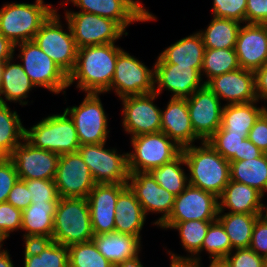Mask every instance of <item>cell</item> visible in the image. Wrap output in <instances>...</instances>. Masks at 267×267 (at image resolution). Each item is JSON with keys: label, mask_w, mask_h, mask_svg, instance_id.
<instances>
[{"label": "cell", "mask_w": 267, "mask_h": 267, "mask_svg": "<svg viewBox=\"0 0 267 267\" xmlns=\"http://www.w3.org/2000/svg\"><path fill=\"white\" fill-rule=\"evenodd\" d=\"M94 232L87 198L60 197L53 220V241L70 246L93 239Z\"/></svg>", "instance_id": "277c9868"}, {"label": "cell", "mask_w": 267, "mask_h": 267, "mask_svg": "<svg viewBox=\"0 0 267 267\" xmlns=\"http://www.w3.org/2000/svg\"><path fill=\"white\" fill-rule=\"evenodd\" d=\"M153 66L154 92L159 95L166 90L171 98H188L205 85L196 68L168 63H154Z\"/></svg>", "instance_id": "d6986e66"}, {"label": "cell", "mask_w": 267, "mask_h": 267, "mask_svg": "<svg viewBox=\"0 0 267 267\" xmlns=\"http://www.w3.org/2000/svg\"><path fill=\"white\" fill-rule=\"evenodd\" d=\"M206 85L226 105L258 101L255 73L251 70L239 68L212 78Z\"/></svg>", "instance_id": "ffe728a7"}, {"label": "cell", "mask_w": 267, "mask_h": 267, "mask_svg": "<svg viewBox=\"0 0 267 267\" xmlns=\"http://www.w3.org/2000/svg\"><path fill=\"white\" fill-rule=\"evenodd\" d=\"M212 15L246 23L247 0H213Z\"/></svg>", "instance_id": "7bdbcfd3"}, {"label": "cell", "mask_w": 267, "mask_h": 267, "mask_svg": "<svg viewBox=\"0 0 267 267\" xmlns=\"http://www.w3.org/2000/svg\"><path fill=\"white\" fill-rule=\"evenodd\" d=\"M99 95L101 93H86L79 106L64 109L74 123L80 145L105 143L109 137V118Z\"/></svg>", "instance_id": "8fae6325"}, {"label": "cell", "mask_w": 267, "mask_h": 267, "mask_svg": "<svg viewBox=\"0 0 267 267\" xmlns=\"http://www.w3.org/2000/svg\"><path fill=\"white\" fill-rule=\"evenodd\" d=\"M113 267H144L140 260V255L126 259L124 262L114 264Z\"/></svg>", "instance_id": "680465c9"}, {"label": "cell", "mask_w": 267, "mask_h": 267, "mask_svg": "<svg viewBox=\"0 0 267 267\" xmlns=\"http://www.w3.org/2000/svg\"><path fill=\"white\" fill-rule=\"evenodd\" d=\"M248 139L264 153L267 152V109L256 120L248 133Z\"/></svg>", "instance_id": "681fc988"}, {"label": "cell", "mask_w": 267, "mask_h": 267, "mask_svg": "<svg viewBox=\"0 0 267 267\" xmlns=\"http://www.w3.org/2000/svg\"><path fill=\"white\" fill-rule=\"evenodd\" d=\"M212 17L206 29L197 31L202 37L205 48H235L241 23L232 19Z\"/></svg>", "instance_id": "836d02e7"}, {"label": "cell", "mask_w": 267, "mask_h": 267, "mask_svg": "<svg viewBox=\"0 0 267 267\" xmlns=\"http://www.w3.org/2000/svg\"><path fill=\"white\" fill-rule=\"evenodd\" d=\"M69 267H113L93 240L69 246Z\"/></svg>", "instance_id": "60d3db41"}, {"label": "cell", "mask_w": 267, "mask_h": 267, "mask_svg": "<svg viewBox=\"0 0 267 267\" xmlns=\"http://www.w3.org/2000/svg\"><path fill=\"white\" fill-rule=\"evenodd\" d=\"M246 23L267 24V0H247Z\"/></svg>", "instance_id": "816d5d0a"}, {"label": "cell", "mask_w": 267, "mask_h": 267, "mask_svg": "<svg viewBox=\"0 0 267 267\" xmlns=\"http://www.w3.org/2000/svg\"><path fill=\"white\" fill-rule=\"evenodd\" d=\"M263 267H267V256L264 257V265Z\"/></svg>", "instance_id": "03108f58"}, {"label": "cell", "mask_w": 267, "mask_h": 267, "mask_svg": "<svg viewBox=\"0 0 267 267\" xmlns=\"http://www.w3.org/2000/svg\"><path fill=\"white\" fill-rule=\"evenodd\" d=\"M54 182L62 198H87L96 185L78 151L60 155Z\"/></svg>", "instance_id": "9a60e30c"}, {"label": "cell", "mask_w": 267, "mask_h": 267, "mask_svg": "<svg viewBox=\"0 0 267 267\" xmlns=\"http://www.w3.org/2000/svg\"><path fill=\"white\" fill-rule=\"evenodd\" d=\"M7 202L22 211L32 203L27 184L24 180L18 179L9 193Z\"/></svg>", "instance_id": "f907efd6"}, {"label": "cell", "mask_w": 267, "mask_h": 267, "mask_svg": "<svg viewBox=\"0 0 267 267\" xmlns=\"http://www.w3.org/2000/svg\"><path fill=\"white\" fill-rule=\"evenodd\" d=\"M127 185L140 202L146 217L149 213H161L152 223L160 227L173 210L175 195L161 187L150 172L130 173Z\"/></svg>", "instance_id": "2e32d148"}, {"label": "cell", "mask_w": 267, "mask_h": 267, "mask_svg": "<svg viewBox=\"0 0 267 267\" xmlns=\"http://www.w3.org/2000/svg\"><path fill=\"white\" fill-rule=\"evenodd\" d=\"M235 51L240 68L256 71L267 63V24L243 23Z\"/></svg>", "instance_id": "7402d4cb"}, {"label": "cell", "mask_w": 267, "mask_h": 267, "mask_svg": "<svg viewBox=\"0 0 267 267\" xmlns=\"http://www.w3.org/2000/svg\"><path fill=\"white\" fill-rule=\"evenodd\" d=\"M3 64L4 62H0V81H1V71H2Z\"/></svg>", "instance_id": "e7e4bbea"}, {"label": "cell", "mask_w": 267, "mask_h": 267, "mask_svg": "<svg viewBox=\"0 0 267 267\" xmlns=\"http://www.w3.org/2000/svg\"><path fill=\"white\" fill-rule=\"evenodd\" d=\"M105 146L106 142L80 145L78 152L96 183L127 184L128 153L118 154L117 149Z\"/></svg>", "instance_id": "30bf717a"}, {"label": "cell", "mask_w": 267, "mask_h": 267, "mask_svg": "<svg viewBox=\"0 0 267 267\" xmlns=\"http://www.w3.org/2000/svg\"><path fill=\"white\" fill-rule=\"evenodd\" d=\"M182 148L189 184L220 197L231 180L230 162L208 141Z\"/></svg>", "instance_id": "7a4b0ae2"}, {"label": "cell", "mask_w": 267, "mask_h": 267, "mask_svg": "<svg viewBox=\"0 0 267 267\" xmlns=\"http://www.w3.org/2000/svg\"><path fill=\"white\" fill-rule=\"evenodd\" d=\"M81 9L80 12L92 13L98 16L115 20L125 30L135 22H146L125 0H66Z\"/></svg>", "instance_id": "83f0119b"}, {"label": "cell", "mask_w": 267, "mask_h": 267, "mask_svg": "<svg viewBox=\"0 0 267 267\" xmlns=\"http://www.w3.org/2000/svg\"><path fill=\"white\" fill-rule=\"evenodd\" d=\"M14 57L4 62L0 81V103L6 101L28 105V94L37 88L30 80L20 63H14ZM4 96V97H3ZM27 100V101H26Z\"/></svg>", "instance_id": "f1b7e54d"}, {"label": "cell", "mask_w": 267, "mask_h": 267, "mask_svg": "<svg viewBox=\"0 0 267 267\" xmlns=\"http://www.w3.org/2000/svg\"><path fill=\"white\" fill-rule=\"evenodd\" d=\"M77 48L116 43L128 32L115 20L92 13L64 10Z\"/></svg>", "instance_id": "9c48e42d"}, {"label": "cell", "mask_w": 267, "mask_h": 267, "mask_svg": "<svg viewBox=\"0 0 267 267\" xmlns=\"http://www.w3.org/2000/svg\"><path fill=\"white\" fill-rule=\"evenodd\" d=\"M260 215L218 212L217 220L229 236L232 250L250 247L253 227Z\"/></svg>", "instance_id": "e575fe53"}, {"label": "cell", "mask_w": 267, "mask_h": 267, "mask_svg": "<svg viewBox=\"0 0 267 267\" xmlns=\"http://www.w3.org/2000/svg\"><path fill=\"white\" fill-rule=\"evenodd\" d=\"M5 239L0 235V248H3Z\"/></svg>", "instance_id": "be15d7a7"}, {"label": "cell", "mask_w": 267, "mask_h": 267, "mask_svg": "<svg viewBox=\"0 0 267 267\" xmlns=\"http://www.w3.org/2000/svg\"><path fill=\"white\" fill-rule=\"evenodd\" d=\"M24 267H69V246L53 240L24 243Z\"/></svg>", "instance_id": "f546056e"}, {"label": "cell", "mask_w": 267, "mask_h": 267, "mask_svg": "<svg viewBox=\"0 0 267 267\" xmlns=\"http://www.w3.org/2000/svg\"><path fill=\"white\" fill-rule=\"evenodd\" d=\"M210 264L208 267H229L224 259L209 260ZM201 267H204L201 263Z\"/></svg>", "instance_id": "94428289"}, {"label": "cell", "mask_w": 267, "mask_h": 267, "mask_svg": "<svg viewBox=\"0 0 267 267\" xmlns=\"http://www.w3.org/2000/svg\"><path fill=\"white\" fill-rule=\"evenodd\" d=\"M255 85L258 101L267 102V63L255 72Z\"/></svg>", "instance_id": "f5cc1de1"}, {"label": "cell", "mask_w": 267, "mask_h": 267, "mask_svg": "<svg viewBox=\"0 0 267 267\" xmlns=\"http://www.w3.org/2000/svg\"><path fill=\"white\" fill-rule=\"evenodd\" d=\"M31 196L32 203L58 202L60 197L54 180H24Z\"/></svg>", "instance_id": "ee69618b"}, {"label": "cell", "mask_w": 267, "mask_h": 267, "mask_svg": "<svg viewBox=\"0 0 267 267\" xmlns=\"http://www.w3.org/2000/svg\"><path fill=\"white\" fill-rule=\"evenodd\" d=\"M122 49L115 43L79 48L74 69L68 75V88L76 83V88L84 93L110 92L118 53Z\"/></svg>", "instance_id": "6da1fadb"}, {"label": "cell", "mask_w": 267, "mask_h": 267, "mask_svg": "<svg viewBox=\"0 0 267 267\" xmlns=\"http://www.w3.org/2000/svg\"><path fill=\"white\" fill-rule=\"evenodd\" d=\"M0 103V156L9 157L25 139V128L17 111Z\"/></svg>", "instance_id": "d590c367"}, {"label": "cell", "mask_w": 267, "mask_h": 267, "mask_svg": "<svg viewBox=\"0 0 267 267\" xmlns=\"http://www.w3.org/2000/svg\"><path fill=\"white\" fill-rule=\"evenodd\" d=\"M203 250L209 255L210 260L224 259L232 251L229 236L218 220L210 224L201 251L193 259L200 261Z\"/></svg>", "instance_id": "ab89813d"}, {"label": "cell", "mask_w": 267, "mask_h": 267, "mask_svg": "<svg viewBox=\"0 0 267 267\" xmlns=\"http://www.w3.org/2000/svg\"><path fill=\"white\" fill-rule=\"evenodd\" d=\"M186 163L181 152L172 161L150 171L156 182L169 193L178 196L189 185L188 174L184 171Z\"/></svg>", "instance_id": "74e56055"}, {"label": "cell", "mask_w": 267, "mask_h": 267, "mask_svg": "<svg viewBox=\"0 0 267 267\" xmlns=\"http://www.w3.org/2000/svg\"><path fill=\"white\" fill-rule=\"evenodd\" d=\"M127 184L96 183L87 197L94 235L110 233L115 228V206Z\"/></svg>", "instance_id": "44dd1931"}, {"label": "cell", "mask_w": 267, "mask_h": 267, "mask_svg": "<svg viewBox=\"0 0 267 267\" xmlns=\"http://www.w3.org/2000/svg\"><path fill=\"white\" fill-rule=\"evenodd\" d=\"M230 162L232 181L244 183L255 188L265 196L267 193V154L258 158Z\"/></svg>", "instance_id": "d6a6232c"}, {"label": "cell", "mask_w": 267, "mask_h": 267, "mask_svg": "<svg viewBox=\"0 0 267 267\" xmlns=\"http://www.w3.org/2000/svg\"><path fill=\"white\" fill-rule=\"evenodd\" d=\"M160 95L151 93L127 96L122 101L123 130L135 137L161 131V109L154 104Z\"/></svg>", "instance_id": "5bb4252c"}, {"label": "cell", "mask_w": 267, "mask_h": 267, "mask_svg": "<svg viewBox=\"0 0 267 267\" xmlns=\"http://www.w3.org/2000/svg\"><path fill=\"white\" fill-rule=\"evenodd\" d=\"M170 258V267H201L202 260L189 259V258Z\"/></svg>", "instance_id": "6f0895ef"}, {"label": "cell", "mask_w": 267, "mask_h": 267, "mask_svg": "<svg viewBox=\"0 0 267 267\" xmlns=\"http://www.w3.org/2000/svg\"><path fill=\"white\" fill-rule=\"evenodd\" d=\"M161 131L181 148L202 141L192 128L186 98H170L161 109Z\"/></svg>", "instance_id": "603a6c76"}, {"label": "cell", "mask_w": 267, "mask_h": 267, "mask_svg": "<svg viewBox=\"0 0 267 267\" xmlns=\"http://www.w3.org/2000/svg\"><path fill=\"white\" fill-rule=\"evenodd\" d=\"M264 152L260 150L248 138L242 141L240 148V160H249L260 157Z\"/></svg>", "instance_id": "db71d44e"}, {"label": "cell", "mask_w": 267, "mask_h": 267, "mask_svg": "<svg viewBox=\"0 0 267 267\" xmlns=\"http://www.w3.org/2000/svg\"><path fill=\"white\" fill-rule=\"evenodd\" d=\"M264 195L255 188L230 180L218 198L219 211L229 213L261 214Z\"/></svg>", "instance_id": "d4e9b609"}, {"label": "cell", "mask_w": 267, "mask_h": 267, "mask_svg": "<svg viewBox=\"0 0 267 267\" xmlns=\"http://www.w3.org/2000/svg\"><path fill=\"white\" fill-rule=\"evenodd\" d=\"M245 138H248V135L215 132L207 141L226 160L240 161V148Z\"/></svg>", "instance_id": "b9f144b4"}, {"label": "cell", "mask_w": 267, "mask_h": 267, "mask_svg": "<svg viewBox=\"0 0 267 267\" xmlns=\"http://www.w3.org/2000/svg\"><path fill=\"white\" fill-rule=\"evenodd\" d=\"M249 248L258 255L267 256V222L262 217L254 224Z\"/></svg>", "instance_id": "c3c4849f"}, {"label": "cell", "mask_w": 267, "mask_h": 267, "mask_svg": "<svg viewBox=\"0 0 267 267\" xmlns=\"http://www.w3.org/2000/svg\"><path fill=\"white\" fill-rule=\"evenodd\" d=\"M259 101L243 104H223L221 126L216 132H230L236 135H248L259 116L267 109L258 107Z\"/></svg>", "instance_id": "1f68e13d"}, {"label": "cell", "mask_w": 267, "mask_h": 267, "mask_svg": "<svg viewBox=\"0 0 267 267\" xmlns=\"http://www.w3.org/2000/svg\"><path fill=\"white\" fill-rule=\"evenodd\" d=\"M92 240L98 251L113 265L137 256L142 248L138 237L116 231L94 235Z\"/></svg>", "instance_id": "4dcf8cb0"}, {"label": "cell", "mask_w": 267, "mask_h": 267, "mask_svg": "<svg viewBox=\"0 0 267 267\" xmlns=\"http://www.w3.org/2000/svg\"><path fill=\"white\" fill-rule=\"evenodd\" d=\"M186 101L194 133L202 141H207L221 126V100L204 85L186 98Z\"/></svg>", "instance_id": "e0dca14e"}, {"label": "cell", "mask_w": 267, "mask_h": 267, "mask_svg": "<svg viewBox=\"0 0 267 267\" xmlns=\"http://www.w3.org/2000/svg\"><path fill=\"white\" fill-rule=\"evenodd\" d=\"M56 9L44 0H35L32 4L6 3L0 8V33L14 45L32 41Z\"/></svg>", "instance_id": "3957f363"}, {"label": "cell", "mask_w": 267, "mask_h": 267, "mask_svg": "<svg viewBox=\"0 0 267 267\" xmlns=\"http://www.w3.org/2000/svg\"><path fill=\"white\" fill-rule=\"evenodd\" d=\"M61 15L56 9L42 24L33 41L45 52L67 75L74 69L78 48L75 44L69 23L62 24Z\"/></svg>", "instance_id": "52a82bcc"}, {"label": "cell", "mask_w": 267, "mask_h": 267, "mask_svg": "<svg viewBox=\"0 0 267 267\" xmlns=\"http://www.w3.org/2000/svg\"><path fill=\"white\" fill-rule=\"evenodd\" d=\"M8 249L0 248V267H13V261Z\"/></svg>", "instance_id": "91938a15"}, {"label": "cell", "mask_w": 267, "mask_h": 267, "mask_svg": "<svg viewBox=\"0 0 267 267\" xmlns=\"http://www.w3.org/2000/svg\"><path fill=\"white\" fill-rule=\"evenodd\" d=\"M119 99L154 91V66L150 69L142 61L121 50L118 53L115 73L110 85Z\"/></svg>", "instance_id": "7c38bea8"}, {"label": "cell", "mask_w": 267, "mask_h": 267, "mask_svg": "<svg viewBox=\"0 0 267 267\" xmlns=\"http://www.w3.org/2000/svg\"><path fill=\"white\" fill-rule=\"evenodd\" d=\"M218 211V197L189 184L175 196L173 210L160 228L171 229L178 222L191 220L215 221Z\"/></svg>", "instance_id": "4fadbf2b"}, {"label": "cell", "mask_w": 267, "mask_h": 267, "mask_svg": "<svg viewBox=\"0 0 267 267\" xmlns=\"http://www.w3.org/2000/svg\"><path fill=\"white\" fill-rule=\"evenodd\" d=\"M146 215L134 192L127 185L118 195L115 206L114 231L136 236L141 240V230L146 221Z\"/></svg>", "instance_id": "4316f807"}, {"label": "cell", "mask_w": 267, "mask_h": 267, "mask_svg": "<svg viewBox=\"0 0 267 267\" xmlns=\"http://www.w3.org/2000/svg\"><path fill=\"white\" fill-rule=\"evenodd\" d=\"M235 48L209 49L205 48L201 77L205 85L214 77L239 69Z\"/></svg>", "instance_id": "f35d334b"}, {"label": "cell", "mask_w": 267, "mask_h": 267, "mask_svg": "<svg viewBox=\"0 0 267 267\" xmlns=\"http://www.w3.org/2000/svg\"><path fill=\"white\" fill-rule=\"evenodd\" d=\"M25 139L34 147L58 155L77 152L80 141L74 123L64 111L50 114L30 128H25Z\"/></svg>", "instance_id": "5b68a950"}, {"label": "cell", "mask_w": 267, "mask_h": 267, "mask_svg": "<svg viewBox=\"0 0 267 267\" xmlns=\"http://www.w3.org/2000/svg\"><path fill=\"white\" fill-rule=\"evenodd\" d=\"M132 151L128 153L129 173L150 172L175 159L182 148L164 132L130 137Z\"/></svg>", "instance_id": "ba28073f"}, {"label": "cell", "mask_w": 267, "mask_h": 267, "mask_svg": "<svg viewBox=\"0 0 267 267\" xmlns=\"http://www.w3.org/2000/svg\"><path fill=\"white\" fill-rule=\"evenodd\" d=\"M14 56V44L0 33V62H5Z\"/></svg>", "instance_id": "11a10c76"}, {"label": "cell", "mask_w": 267, "mask_h": 267, "mask_svg": "<svg viewBox=\"0 0 267 267\" xmlns=\"http://www.w3.org/2000/svg\"><path fill=\"white\" fill-rule=\"evenodd\" d=\"M22 228V210L7 201L0 203V235L6 240L14 231Z\"/></svg>", "instance_id": "f6af8a7d"}, {"label": "cell", "mask_w": 267, "mask_h": 267, "mask_svg": "<svg viewBox=\"0 0 267 267\" xmlns=\"http://www.w3.org/2000/svg\"><path fill=\"white\" fill-rule=\"evenodd\" d=\"M146 22L156 21V16L149 12L139 0H125Z\"/></svg>", "instance_id": "9f6ffc18"}, {"label": "cell", "mask_w": 267, "mask_h": 267, "mask_svg": "<svg viewBox=\"0 0 267 267\" xmlns=\"http://www.w3.org/2000/svg\"><path fill=\"white\" fill-rule=\"evenodd\" d=\"M19 53L16 59L36 87H42L50 93L65 95L68 88V75L32 40L14 45Z\"/></svg>", "instance_id": "8992f818"}, {"label": "cell", "mask_w": 267, "mask_h": 267, "mask_svg": "<svg viewBox=\"0 0 267 267\" xmlns=\"http://www.w3.org/2000/svg\"><path fill=\"white\" fill-rule=\"evenodd\" d=\"M18 179L14 162L9 157H0V203L7 201Z\"/></svg>", "instance_id": "7dc6e473"}, {"label": "cell", "mask_w": 267, "mask_h": 267, "mask_svg": "<svg viewBox=\"0 0 267 267\" xmlns=\"http://www.w3.org/2000/svg\"><path fill=\"white\" fill-rule=\"evenodd\" d=\"M212 222L214 221L191 220L176 223L171 229L179 232L181 246L188 253L186 256H181L169 250L166 253L175 258L193 259L201 251L207 230Z\"/></svg>", "instance_id": "8d00e7d4"}, {"label": "cell", "mask_w": 267, "mask_h": 267, "mask_svg": "<svg viewBox=\"0 0 267 267\" xmlns=\"http://www.w3.org/2000/svg\"><path fill=\"white\" fill-rule=\"evenodd\" d=\"M58 202L31 203L22 211V239L31 241L51 240L53 220Z\"/></svg>", "instance_id": "cb8c5ba5"}, {"label": "cell", "mask_w": 267, "mask_h": 267, "mask_svg": "<svg viewBox=\"0 0 267 267\" xmlns=\"http://www.w3.org/2000/svg\"><path fill=\"white\" fill-rule=\"evenodd\" d=\"M204 52L205 46L202 37L198 32H194L164 49L158 55L155 63L193 67L201 73Z\"/></svg>", "instance_id": "484cf974"}, {"label": "cell", "mask_w": 267, "mask_h": 267, "mask_svg": "<svg viewBox=\"0 0 267 267\" xmlns=\"http://www.w3.org/2000/svg\"><path fill=\"white\" fill-rule=\"evenodd\" d=\"M9 158L21 180H54L60 155L34 147L24 139Z\"/></svg>", "instance_id": "ac0fdd59"}, {"label": "cell", "mask_w": 267, "mask_h": 267, "mask_svg": "<svg viewBox=\"0 0 267 267\" xmlns=\"http://www.w3.org/2000/svg\"><path fill=\"white\" fill-rule=\"evenodd\" d=\"M224 261L229 267H263L264 257L250 248L233 249Z\"/></svg>", "instance_id": "bcb514c9"}, {"label": "cell", "mask_w": 267, "mask_h": 267, "mask_svg": "<svg viewBox=\"0 0 267 267\" xmlns=\"http://www.w3.org/2000/svg\"><path fill=\"white\" fill-rule=\"evenodd\" d=\"M260 217H262L267 222V205L265 204L262 205Z\"/></svg>", "instance_id": "6125c7cd"}]
</instances>
